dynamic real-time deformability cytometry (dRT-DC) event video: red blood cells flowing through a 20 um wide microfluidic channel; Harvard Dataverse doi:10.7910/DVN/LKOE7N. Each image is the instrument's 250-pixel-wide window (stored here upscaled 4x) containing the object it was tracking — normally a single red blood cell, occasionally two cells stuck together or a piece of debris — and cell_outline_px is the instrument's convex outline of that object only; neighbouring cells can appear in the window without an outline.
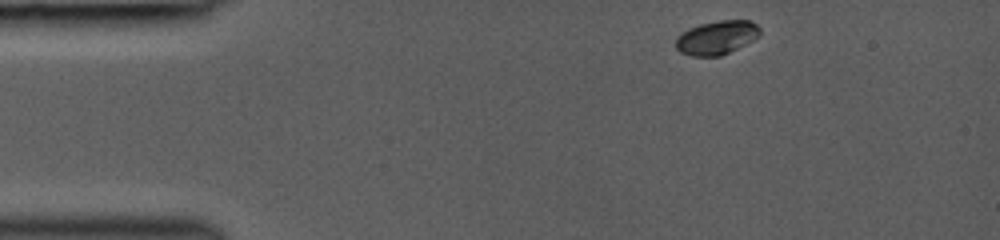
{"species": "common noctule bat (a hibernating species)", "species_latin": "Nyctalus noctula", "temperature_condition": "room temperature", "stored_images_in_passage": 4, "camera_frame_rate_fps": 3000, "um_per_image_px": 0.085, "animal": {"sex": "female", "body_mass_g": 19.0, "forearm_length_mm": 53.3}, "frame": {"image": 1, "passage_image": 1, "time_ms": 0.0, "image_size_px": [1000, 240], "cell_outline_px": [[760, 36], [720, 56], [692, 56], [680, 52], [676, 48], [676, 36], [680, 32], [688, 28], [700, 24], [720, 20], [748, 20], [756, 24], [760, 28]], "centroid_in_image_um": [60.88, 3.18], "position_along_channel_um": 24.1, "area_um2": 16.53}}
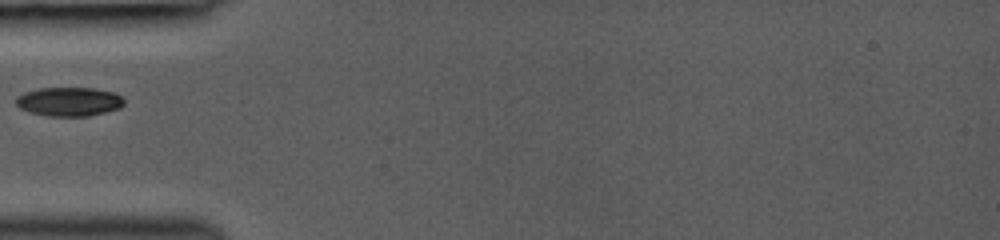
{"frame": {"image": 2, "passage_image": 4, "time_ms": 3.0, "image_size_px": [1000, 240], "cell_outline_px": [[124, 104], [120, 108], [88, 116], [48, 116], [28, 112], [20, 108], [16, 104], [16, 96], [24, 92], [40, 88], [96, 88], [116, 92], [124, 100]], "centroid_in_image_um": [5.87, 8.63], "position_along_channel_um": 79.1, "area_um2": 18.38}}